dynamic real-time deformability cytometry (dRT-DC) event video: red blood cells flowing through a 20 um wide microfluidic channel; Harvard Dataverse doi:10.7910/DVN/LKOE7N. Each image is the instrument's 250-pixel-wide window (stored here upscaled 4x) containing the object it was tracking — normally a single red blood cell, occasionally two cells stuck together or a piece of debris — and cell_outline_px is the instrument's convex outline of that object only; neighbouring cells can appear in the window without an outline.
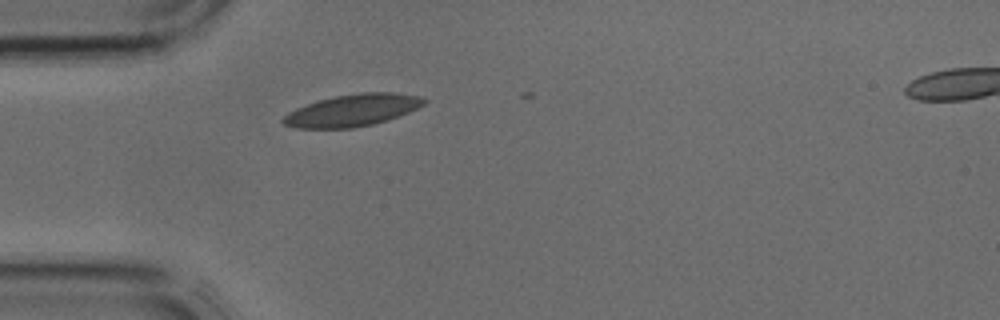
{"species": "common noctule bat (a hibernating species)", "species_latin": "Nyctalus noctula", "temperature_condition": "cold", "stored_images_in_passage": 2, "camera_frame_rate_fps": 3000, "um_per_image_px": 0.085, "animal": {"sex": "male", "body_mass_g": 17.9, "forearm_length_mm": 54.2}, "frame": {"image": 1, "passage_image": 1, "time_ms": 0.0, "image_size_px": [1000, 320], "cell_outline_px": [[428, 100], [424, 104], [408, 112], [388, 120], [372, 124], [352, 128], [296, 128], [284, 124], [280, 120], [288, 112], [296, 108], [320, 100], [336, 96], [360, 92], [392, 92], [420, 96]], "centroid_in_image_um": [29.96, 9.37], "position_along_channel_um": 55.0, "area_um2": 26.07}}